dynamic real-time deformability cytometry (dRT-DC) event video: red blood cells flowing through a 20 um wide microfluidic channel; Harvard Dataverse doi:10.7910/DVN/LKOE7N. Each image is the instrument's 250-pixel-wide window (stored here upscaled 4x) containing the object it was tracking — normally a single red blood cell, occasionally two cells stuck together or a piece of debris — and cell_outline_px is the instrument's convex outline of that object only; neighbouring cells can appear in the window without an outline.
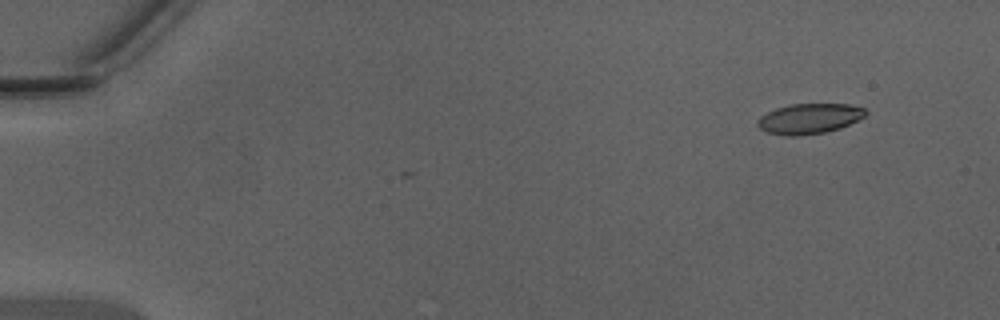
{"species": "Egyptian fruit bat (a non-hibernating species)", "species_latin": "Rousettus aegyptiacus", "temperature_condition": "warm", "stored_images_in_passage": 4, "camera_frame_rate_fps": 3000, "um_per_image_px": 0.085, "animal": {"sex": "male"}, "frame": {"image": 1, "passage_image": 1, "time_ms": 0.0, "image_size_px": [1000, 320], "cell_outline_px": [[868, 112], [864, 116], [840, 128], [824, 132], [796, 136], [784, 136], [768, 132], [760, 128], [756, 124], [756, 120], [760, 116], [776, 108], [792, 104], [848, 104], [864, 108]], "centroid_in_image_um": [68.75, 10.08], "position_along_channel_um": 16.2, "area_um2": 18.9}}